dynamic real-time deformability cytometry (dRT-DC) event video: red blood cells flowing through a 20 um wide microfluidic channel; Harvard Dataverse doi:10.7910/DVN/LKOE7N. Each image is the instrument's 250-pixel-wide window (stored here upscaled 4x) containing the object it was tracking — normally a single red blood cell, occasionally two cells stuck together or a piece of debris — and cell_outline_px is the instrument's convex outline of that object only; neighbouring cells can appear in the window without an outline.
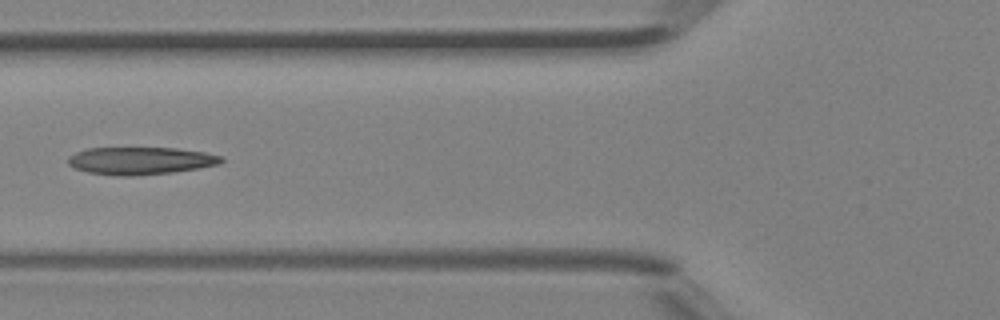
{"species": "Egyptian fruit bat (a non-hibernating species)", "species_latin": "Rousettus aegyptiacus", "temperature_condition": "room temperature", "stored_images_in_passage": 5, "camera_frame_rate_fps": 3000, "um_per_image_px": 0.085, "animal": {"sex": "female"}, "frame": {"image": 1, "passage_image": 4, "time_ms": 1.0, "image_size_px": [1000, 320], "cell_outline_px": [[224, 160], [220, 164], [200, 168], [172, 172], [132, 176], [116, 176], [88, 172], [76, 168], [68, 164], [68, 156], [84, 148], [176, 148], [204, 152], [224, 156]], "centroid_in_image_um": [11.96, 13.66], "position_along_channel_um": 113.8, "area_um2": 24.68}}
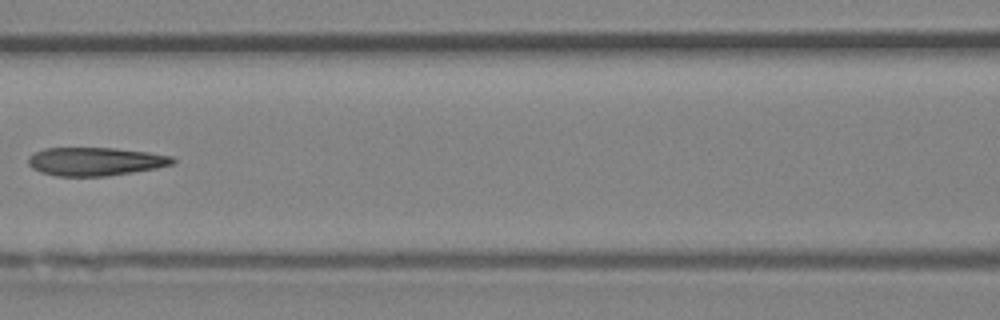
{"frame": {"image": 2, "passage_image": 5, "time_ms": 1.333, "image_size_px": [1000, 320], "cell_outline_px": [[176, 160], [172, 164], [156, 168], [132, 172], [104, 176], [56, 176], [40, 172], [32, 168], [28, 164], [28, 156], [44, 148], [116, 148], [148, 152], [172, 156]], "centroid_in_image_um": [8.08, 13.72], "position_along_channel_um": 158.5, "area_um2": 23.81}}